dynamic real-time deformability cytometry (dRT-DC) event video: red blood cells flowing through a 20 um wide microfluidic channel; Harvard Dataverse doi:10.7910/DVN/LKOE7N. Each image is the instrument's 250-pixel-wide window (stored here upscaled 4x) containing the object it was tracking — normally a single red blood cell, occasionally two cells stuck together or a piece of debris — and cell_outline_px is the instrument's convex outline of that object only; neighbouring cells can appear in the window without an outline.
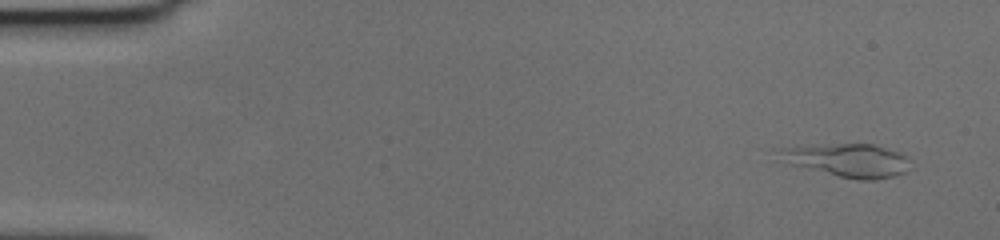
{"species": "human", "species_latin": "Homo sapiens", "temperature_condition": "cold", "stored_images_in_passage": 55, "camera_frame_rate_fps": 3000, "um_per_image_px": 0.085, "donor": {"sex": "female"}, "frame": {"image": 1, "passage_image": 3, "time_ms": 0.667, "image_size_px": [1000, 240], "cell_outline_px": [[908, 156], [904, 172], [892, 176], [876, 180], [856, 180], [788, 164], [776, 160], [772, 148], [840, 144], [872, 144], [900, 152]], "centroid_in_image_um": [71.9, 13.61], "position_along_channel_um": 13.1, "area_um2": 25.55}}
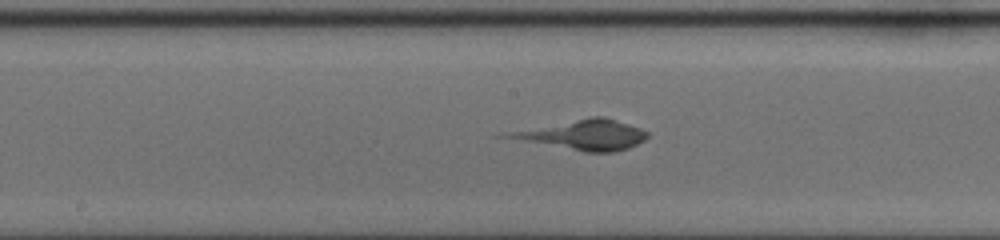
{"frame": {"image": 2, "passage_image": 29, "time_ms": 9.333, "image_size_px": [1000, 240], "cell_outline_px": [[648, 136], [644, 140], [628, 148], [616, 152], [584, 152], [492, 136], [508, 132], [592, 116], [604, 116], [640, 128], [648, 132]], "centroid_in_image_um": [49.53, 11.47], "position_along_channel_um": 198.7, "area_um2": 24.45}}
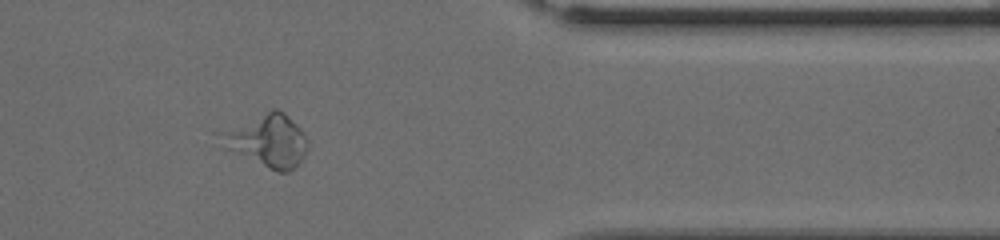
{"frame": {"image": 3, "passage_image": 46, "time_ms": 15.0, "image_size_px": [1000, 240], "cell_outline_px": [[308, 148], [300, 160], [288, 172], [276, 172], [224, 148], [212, 132], [272, 108], [276, 108], [284, 112], [304, 132], [308, 140]], "centroid_in_image_um": [22.63, 11.9], "position_along_channel_um": 388.8, "area_um2": 27.4}}